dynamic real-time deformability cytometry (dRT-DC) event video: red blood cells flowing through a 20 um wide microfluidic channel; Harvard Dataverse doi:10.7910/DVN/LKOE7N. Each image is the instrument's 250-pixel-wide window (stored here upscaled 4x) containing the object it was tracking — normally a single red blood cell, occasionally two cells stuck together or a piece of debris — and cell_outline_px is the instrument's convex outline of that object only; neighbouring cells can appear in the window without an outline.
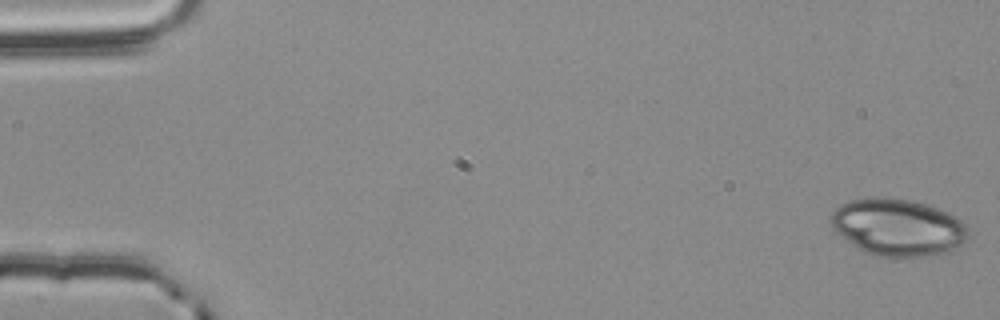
{"species": "common noctule bat (a hibernating species)", "species_latin": "Nyctalus noctula", "temperature_condition": "room temperature", "stored_images_in_passage": 31, "camera_frame_rate_fps": 3000, "um_per_image_px": 0.085, "animal": {"sex": "male", "body_mass_g": 20.4}, "frame": {"image": 1, "passage_image": 1, "time_ms": 0.0, "image_size_px": [1000, 320], "cell_outline_px": [[968, 236], [952, 252], [924, 256], [876, 256], [864, 252], [856, 248], [836, 232], [828, 220], [832, 212], [840, 204], [852, 200], [912, 200], [928, 204], [940, 208], [956, 216], [968, 228]], "centroid_in_image_um": [76.33, 19.35], "position_along_channel_um": 8.7, "area_um2": 45.14}}
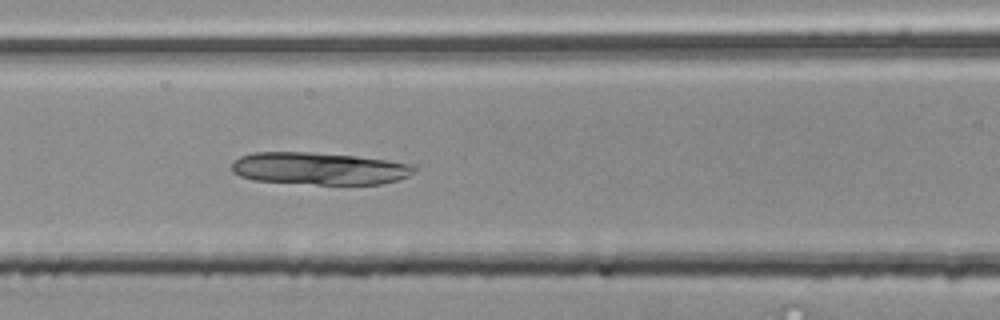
{"frame": {"image": 2, "passage_image": 24, "time_ms": 7.667, "image_size_px": [1000, 320], "cell_outline_px": [[416, 172], [408, 176], [396, 180], [380, 184], [316, 184], [252, 180], [240, 176], [232, 172], [232, 164], [240, 156], [252, 152], [304, 152], [356, 156], [416, 164]], "centroid_in_image_um": [27.15, 14.32], "position_along_channel_um": 139.4, "area_um2": 34.33}}
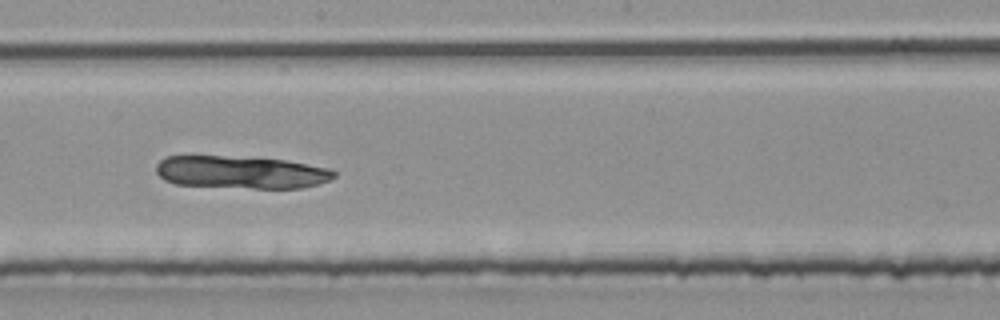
{"frame": {"image": 3, "passage_image": 31, "time_ms": 10.0, "image_size_px": [1000, 320], "cell_outline_px": [[336, 176], [320, 184], [300, 188], [252, 188], [176, 184], [164, 180], [156, 172], [156, 164], [164, 156], [220, 156], [284, 160], [328, 168], [336, 172]], "centroid_in_image_um": [20.47, 14.64], "position_along_channel_um": 227.7, "area_um2": 33.58}}